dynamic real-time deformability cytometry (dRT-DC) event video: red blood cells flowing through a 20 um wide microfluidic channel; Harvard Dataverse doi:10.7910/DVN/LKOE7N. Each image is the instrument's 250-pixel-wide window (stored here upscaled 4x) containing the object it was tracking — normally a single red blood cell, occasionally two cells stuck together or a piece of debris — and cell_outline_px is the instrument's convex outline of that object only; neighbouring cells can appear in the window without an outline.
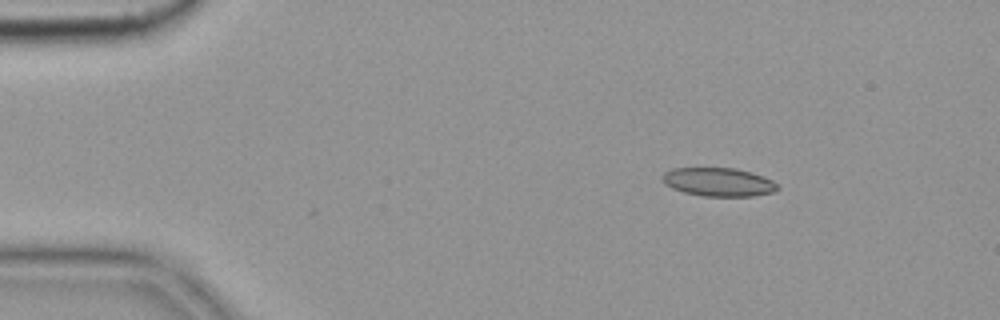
{"species": "common noctule bat (a hibernating species)", "species_latin": "Nyctalus noctula", "temperature_condition": "cold", "stored_images_in_passage": 4, "camera_frame_rate_fps": 3000, "um_per_image_px": 0.085, "animal": {"sex": "female", "body_mass_g": 19.9}, "frame": {"image": 1, "passage_image": 2, "time_ms": 0.333, "image_size_px": [1000, 320], "cell_outline_px": [[780, 188], [772, 192], [752, 196], [704, 196], [684, 192], [672, 188], [664, 184], [664, 172], [672, 168], [736, 168], [764, 176], [772, 180]], "centroid_in_image_um": [61.08, 15.47], "position_along_channel_um": 23.9, "area_um2": 19.02}}